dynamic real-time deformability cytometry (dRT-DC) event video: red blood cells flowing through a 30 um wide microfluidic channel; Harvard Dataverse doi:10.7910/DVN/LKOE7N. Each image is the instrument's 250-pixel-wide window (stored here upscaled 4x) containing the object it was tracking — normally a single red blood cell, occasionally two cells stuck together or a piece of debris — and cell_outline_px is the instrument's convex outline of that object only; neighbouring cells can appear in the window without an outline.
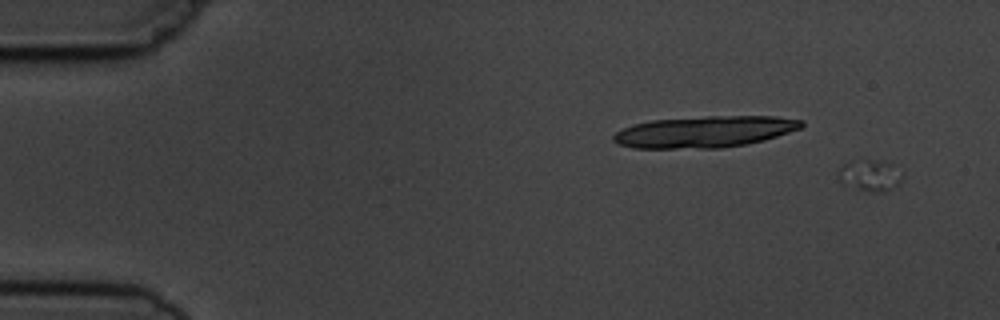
{"species": "common noctule bat (a hibernating species)", "species_latin": "Nyctalus noctula", "temperature_condition": "cold", "stored_images_in_passage": 6, "camera_frame_rate_fps": 3000, "um_per_image_px": 0.085, "animal": {"sex": "male", "body_mass_g": 19.5, "forearm_length_mm": 54.6}, "frame": {"image": 1, "passage_image": 2, "time_ms": 1.0, "image_size_px": [1000, 320], "cell_outline_px": [[904, 176], [892, 188], [880, 192], [868, 192], [844, 184], [836, 176], [836, 172], [844, 164], [852, 160], [884, 160], [892, 164], [904, 172]], "centroid_in_image_um": [73.95, 14.88], "position_along_channel_um": 11.1, "area_um2": 11.91}}